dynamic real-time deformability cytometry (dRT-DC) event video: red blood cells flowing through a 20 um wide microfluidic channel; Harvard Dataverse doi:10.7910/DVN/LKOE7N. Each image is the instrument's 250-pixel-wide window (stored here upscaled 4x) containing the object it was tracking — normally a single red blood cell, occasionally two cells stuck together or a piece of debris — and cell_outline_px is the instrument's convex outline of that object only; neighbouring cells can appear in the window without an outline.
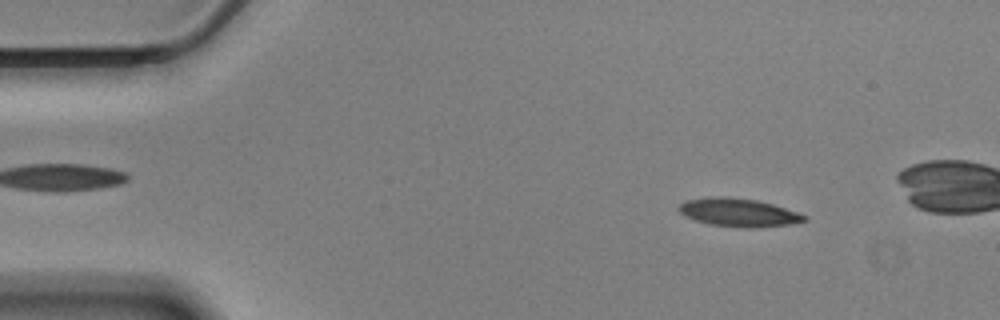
{"species": "Egyptian fruit bat (a non-hibernating species)", "species_latin": "Rousettus aegyptiacus", "temperature_condition": "cold", "stored_images_in_passage": 52, "camera_frame_rate_fps": 3000, "um_per_image_px": 0.085, "animal": {"sex": "male"}, "frame": {"image": 1, "passage_image": 7, "time_ms": 2.0, "image_size_px": [1000, 320], "cell_outline_px": [[808, 220], [788, 224], [752, 228], [748, 228], [712, 224], [696, 220], [680, 212], [676, 208], [684, 200], [708, 196], [728, 196], [756, 200], [772, 204], [808, 216]], "centroid_in_image_um": [62.75, 18.04], "position_along_channel_um": 22.2, "area_um2": 20.46}}
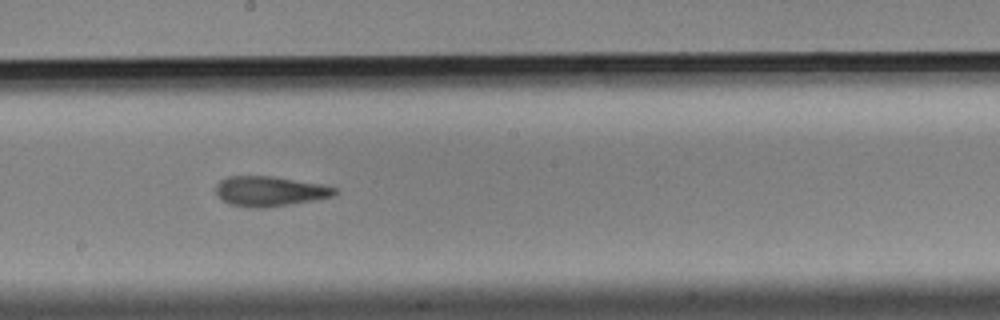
{"frame": {"image": 2, "passage_image": 31, "time_ms": 10.0, "image_size_px": [1000, 320], "cell_outline_px": [[340, 192], [336, 196], [264, 208], [256, 208], [232, 204], [220, 200], [216, 196], [216, 184], [220, 180], [228, 176], [272, 176], [320, 184], [340, 188]], "centroid_in_image_um": [22.95, 16.25], "position_along_channel_um": 225.3, "area_um2": 20.87}}
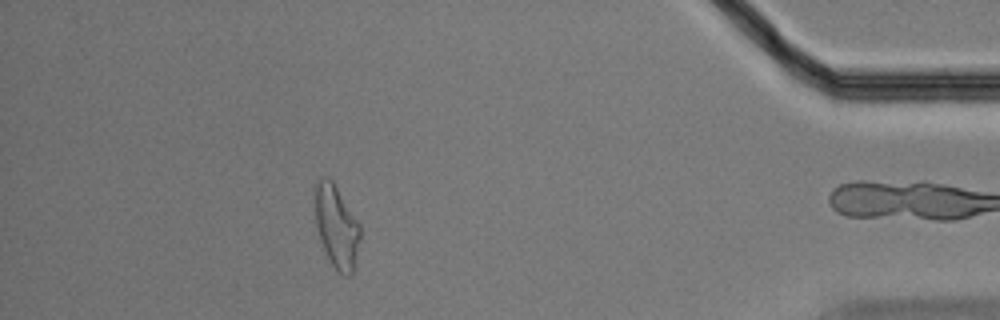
{"frame": {"image": 3, "passage_image": 51, "time_ms": 16.667, "image_size_px": [1000, 320], "cell_outline_px": [[360, 240], [352, 276], [344, 276], [332, 264], [320, 240], [316, 224], [312, 200], [316, 180], [320, 176], [328, 176], [332, 180], [360, 224]], "centroid_in_image_um": [28.57, 19.18], "position_along_channel_um": 406.6, "area_um2": 22.14}, "authors_computed_cell_mechanics": {"area_um2": 20.7791, "velocity_mm_per_s": 3.4673, "shape_relaxation_time_tau1_ms": 10.1645, "shape_relaxation_time_tau2_ms": 3.5352, "deformation_change_tau1": 0.2568, "deformation_change_tau2": 0.1328}}